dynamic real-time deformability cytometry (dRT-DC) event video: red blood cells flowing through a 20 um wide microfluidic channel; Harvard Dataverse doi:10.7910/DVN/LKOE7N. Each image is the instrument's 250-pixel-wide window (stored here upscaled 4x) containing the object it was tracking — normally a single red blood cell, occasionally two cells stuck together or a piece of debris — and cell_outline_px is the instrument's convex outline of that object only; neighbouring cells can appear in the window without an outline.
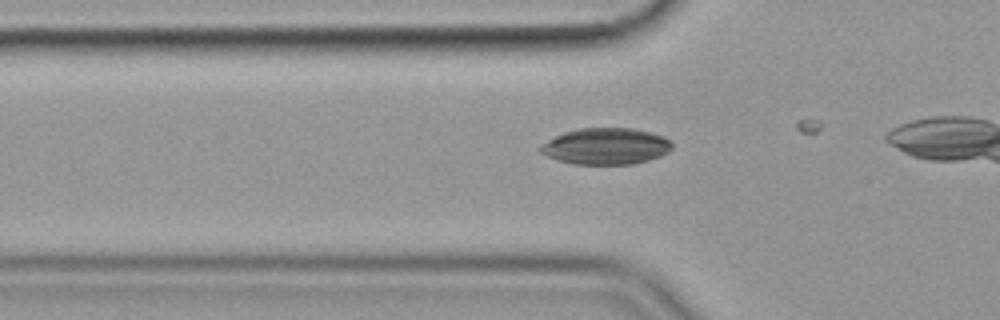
{"species": "common noctule bat (a hibernating species)", "species_latin": "Nyctalus noctula", "temperature_condition": "cold", "stored_images_in_passage": 12, "camera_frame_rate_fps": 3000, "um_per_image_px": 0.085, "animal": {"sex": "female", "body_mass_g": 19.9}, "frame": {"image": 1, "passage_image": 10, "time_ms": 3.0, "image_size_px": [1000, 320], "cell_outline_px": [[672, 148], [668, 152], [660, 156], [648, 160], [632, 164], [572, 164], [556, 160], [540, 152], [540, 144], [564, 132], [576, 128], [632, 128], [664, 136], [672, 140]], "centroid_in_image_um": [51.5, 12.43], "position_along_channel_um": 74.3, "area_um2": 28.03}}